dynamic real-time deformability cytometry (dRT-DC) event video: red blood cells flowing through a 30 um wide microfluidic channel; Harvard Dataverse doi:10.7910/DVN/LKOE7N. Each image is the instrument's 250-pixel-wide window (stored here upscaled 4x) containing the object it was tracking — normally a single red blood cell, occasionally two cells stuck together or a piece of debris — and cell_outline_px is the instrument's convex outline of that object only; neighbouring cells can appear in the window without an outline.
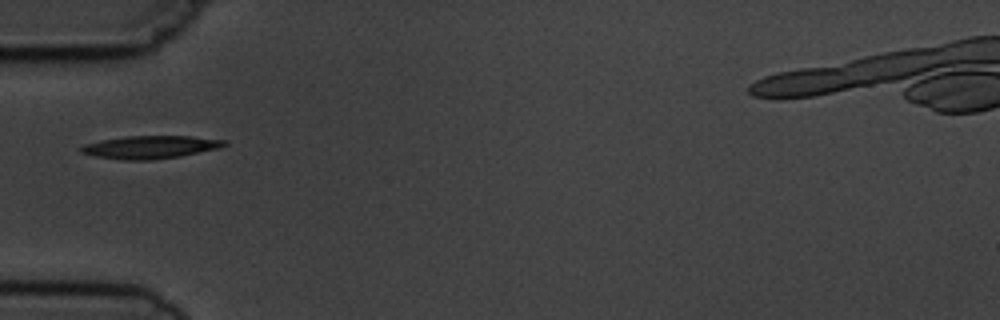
{"species": "common noctule bat (a hibernating species)", "species_latin": "Nyctalus noctula", "temperature_condition": "cold", "stored_images_in_passage": 2, "camera_frame_rate_fps": 3000, "um_per_image_px": 0.085, "animal": {"sex": "male", "body_mass_g": 19.5, "forearm_length_mm": 54.6}, "frame": {"image": 1, "passage_image": 2, "time_ms": 1.0, "image_size_px": [1000, 320], "cell_outline_px": [[228, 144], [220, 148], [180, 156], [152, 160], [120, 160], [96, 156], [80, 152], [80, 148], [84, 144], [100, 140], [128, 136], [192, 136], [228, 140]], "centroid_in_image_um": [12.81, 12.5], "position_along_channel_um": 72.2, "area_um2": 19.19}}